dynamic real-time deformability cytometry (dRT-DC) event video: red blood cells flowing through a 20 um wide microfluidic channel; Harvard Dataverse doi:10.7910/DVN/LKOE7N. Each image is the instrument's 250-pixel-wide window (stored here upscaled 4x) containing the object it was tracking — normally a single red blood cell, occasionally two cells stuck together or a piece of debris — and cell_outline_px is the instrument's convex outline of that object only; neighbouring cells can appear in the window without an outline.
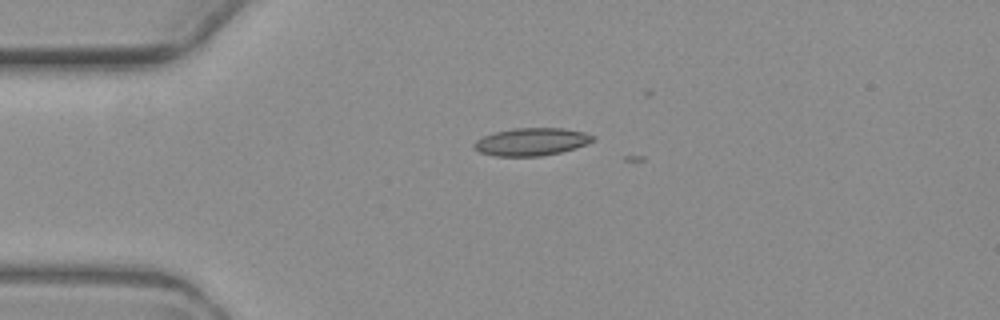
{"species": "common noctule bat (a hibernating species)", "species_latin": "Nyctalus noctula", "temperature_condition": "warm", "stored_images_in_passage": 3, "camera_frame_rate_fps": 3000, "um_per_image_px": 0.085, "animal": {"sex": "female", "body_mass_g": 19.3, "forearm_length_mm": 54.1}, "frame": {"image": 1, "passage_image": 1, "time_ms": 0.0, "image_size_px": [1000, 320], "cell_outline_px": [[596, 140], [560, 152], [540, 156], [496, 156], [480, 152], [472, 144], [476, 140], [484, 136], [496, 132], [516, 128], [564, 128], [584, 132], [596, 136]], "centroid_in_image_um": [45.19, 12.04], "position_along_channel_um": 39.8, "area_um2": 18.9}}